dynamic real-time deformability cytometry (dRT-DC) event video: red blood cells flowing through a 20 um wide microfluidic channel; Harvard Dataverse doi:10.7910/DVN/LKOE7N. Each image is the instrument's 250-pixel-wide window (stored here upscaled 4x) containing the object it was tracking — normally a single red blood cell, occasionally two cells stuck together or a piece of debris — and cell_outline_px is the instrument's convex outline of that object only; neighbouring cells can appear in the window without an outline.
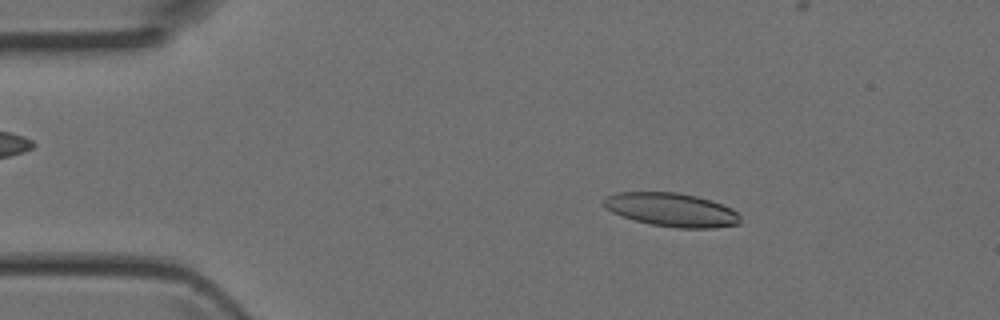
{"species": "Egyptian fruit bat (a non-hibernating species)", "species_latin": "Rousettus aegyptiacus", "temperature_condition": "room temperature", "stored_images_in_passage": 4, "camera_frame_rate_fps": 3000, "um_per_image_px": 0.085, "animal": {"sex": "female"}, "frame": {"image": 1, "passage_image": 2, "time_ms": 0.333, "image_size_px": [1000, 320], "cell_outline_px": [[740, 224], [712, 228], [676, 228], [652, 224], [620, 216], [604, 208], [600, 204], [600, 200], [616, 192], [676, 192], [696, 196], [712, 200], [732, 208], [740, 216]], "centroid_in_image_um": [57.04, 17.82], "position_along_channel_um": 28.0, "area_um2": 26.99}}
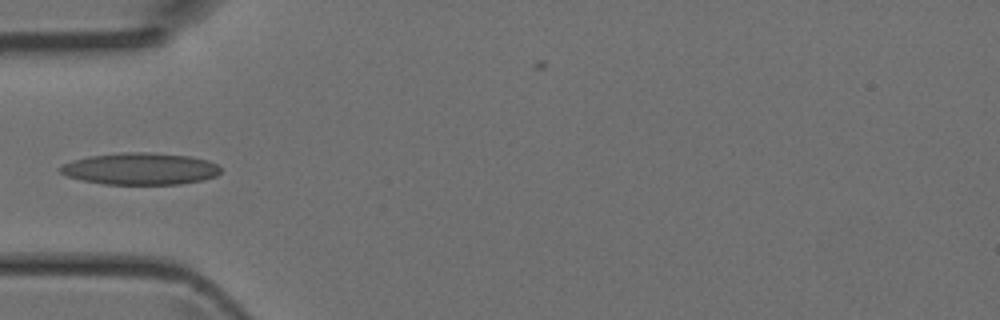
{"frame": {"image": 2, "passage_image": 4, "time_ms": 1.0, "image_size_px": [1000, 320], "cell_outline_px": [[220, 172], [216, 176], [204, 180], [180, 184], [104, 184], [80, 180], [68, 176], [60, 172], [56, 168], [72, 160], [88, 156], [124, 152], [148, 152], [188, 156], [208, 160], [216, 164], [220, 168]], "centroid_in_image_um": [11.9, 14.35], "position_along_channel_um": 73.1, "area_um2": 29.88}}